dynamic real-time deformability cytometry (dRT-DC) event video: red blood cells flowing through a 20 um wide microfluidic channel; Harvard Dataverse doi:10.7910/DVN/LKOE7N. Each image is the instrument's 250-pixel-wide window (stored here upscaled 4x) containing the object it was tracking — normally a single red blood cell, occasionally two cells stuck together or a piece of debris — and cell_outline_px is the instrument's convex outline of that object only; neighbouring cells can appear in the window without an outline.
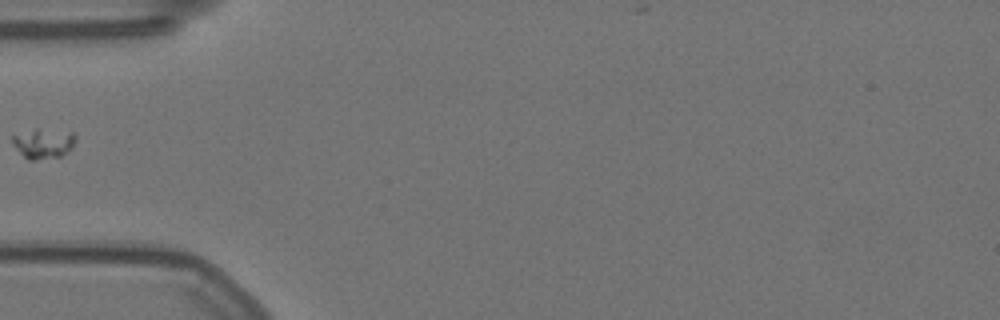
{"species": "Egyptian fruit bat (a non-hibernating species)", "species_latin": "Rousettus aegyptiacus", "temperature_condition": "warm", "stored_images_in_passage": 25, "camera_frame_rate_fps": 3000, "um_per_image_px": 0.085, "animal": {"sex": "female"}, "frame": {"image": 1, "passage_image": 1, "time_ms": 0.0, "image_size_px": [1000, 320], "cell_outline_px": [[76, 140], [68, 152], [60, 156], [36, 160], [28, 160], [12, 144], [12, 136], [36, 128], [72, 132], [76, 136]], "centroid_in_image_um": [3.7, 12.18], "position_along_channel_um": 81.3, "area_um2": 10.98}}
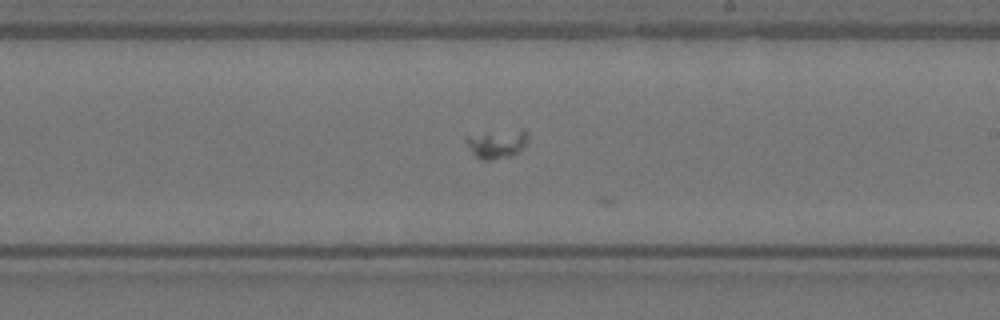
{"frame": {"image": 2, "passage_image": 15, "time_ms": 4.667, "image_size_px": [1000, 320], "cell_outline_px": [[528, 136], [524, 144], [512, 156], [488, 160], [480, 160], [472, 152], [464, 140], [464, 136], [488, 132], [524, 128]], "centroid_in_image_um": [42.2, 12.2], "position_along_channel_um": 246.8, "area_um2": 10.29}}